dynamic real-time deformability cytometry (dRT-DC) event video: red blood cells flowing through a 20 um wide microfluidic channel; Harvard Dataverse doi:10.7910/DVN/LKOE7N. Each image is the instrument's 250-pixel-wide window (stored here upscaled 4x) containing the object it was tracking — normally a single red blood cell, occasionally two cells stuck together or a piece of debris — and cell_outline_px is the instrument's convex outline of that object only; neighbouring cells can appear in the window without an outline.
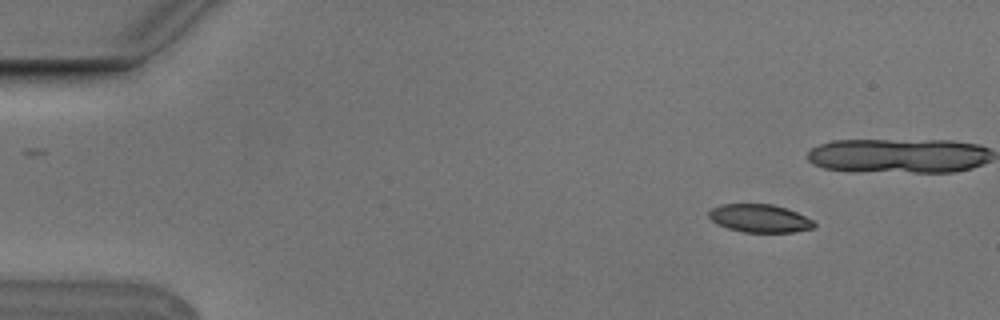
{"species": "Egyptian fruit bat (a non-hibernating species)", "species_latin": "Rousettus aegyptiacus", "temperature_condition": "cold", "stored_images_in_passage": 5, "camera_frame_rate_fps": 3000, "um_per_image_px": 0.085, "animal": {"sex": "male"}, "frame": {"image": 1, "passage_image": 1, "time_ms": 0.0, "image_size_px": [1000, 320], "cell_outline_px": [[816, 224], [812, 228], [792, 232], [744, 232], [728, 228], [716, 224], [708, 216], [708, 212], [712, 208], [720, 204], [772, 204], [788, 208], [812, 220]], "centroid_in_image_um": [64.54, 18.55], "position_along_channel_um": 20.5, "area_um2": 17.17}}